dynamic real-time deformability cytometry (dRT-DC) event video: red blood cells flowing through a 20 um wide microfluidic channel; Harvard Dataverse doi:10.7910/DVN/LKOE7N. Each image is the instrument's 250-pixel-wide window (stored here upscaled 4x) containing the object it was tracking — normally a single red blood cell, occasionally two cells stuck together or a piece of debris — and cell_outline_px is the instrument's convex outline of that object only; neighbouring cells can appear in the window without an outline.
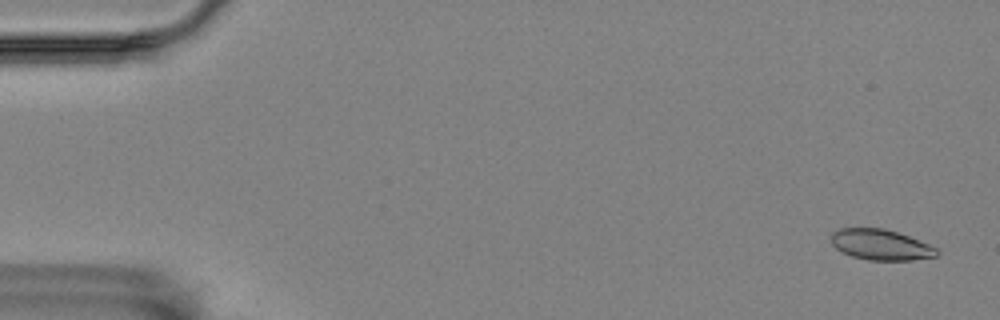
{"species": "Egyptian fruit bat (a non-hibernating species)", "species_latin": "Rousettus aegyptiacus", "temperature_condition": "room temperature", "stored_images_in_passage": 55, "camera_frame_rate_fps": 3000, "um_per_image_px": 0.085, "animal": {"sex": "female"}, "frame": {"image": 1, "passage_image": 3, "time_ms": 0.667, "image_size_px": [1000, 320], "cell_outline_px": [[940, 252], [936, 256], [912, 260], [868, 260], [852, 256], [836, 248], [832, 244], [832, 232], [840, 228], [884, 228], [908, 236], [928, 244], [936, 248]], "centroid_in_image_um": [74.86, 20.8], "position_along_channel_um": 10.1, "area_um2": 18.67}}
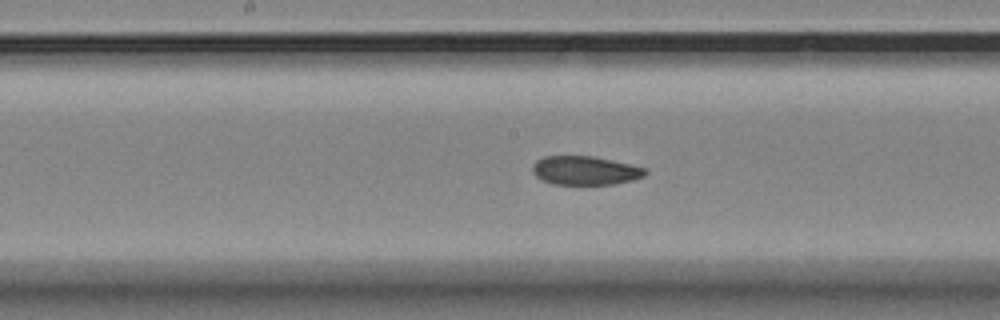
{"frame": {"image": 2, "passage_image": 30, "time_ms": 9.667, "image_size_px": [1000, 320], "cell_outline_px": [[648, 172], [644, 176], [632, 180], [616, 184], [552, 184], [540, 180], [532, 172], [532, 164], [536, 160], [544, 156], [592, 156], [612, 160], [644, 168]], "centroid_in_image_um": [49.69, 14.49], "position_along_channel_um": 198.5, "area_um2": 18.96}}
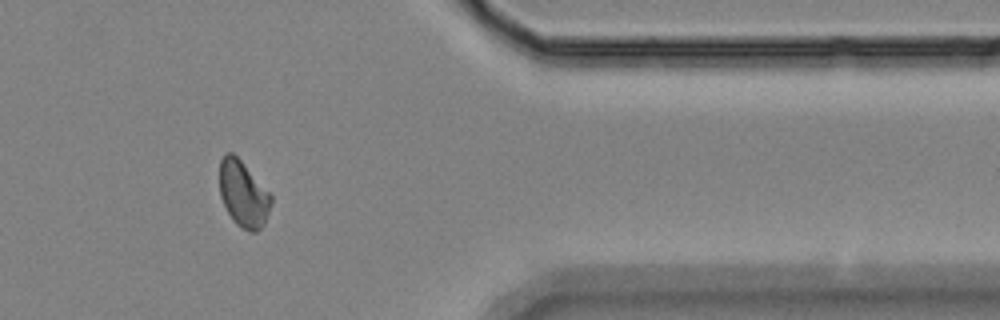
{"frame": {"image": 3, "passage_image": 48, "time_ms": 15.667, "image_size_px": [1000, 320], "cell_outline_px": [[272, 200], [264, 224], [256, 232], [248, 232], [240, 228], [232, 220], [220, 196], [220, 160], [224, 152], [232, 152], [240, 160], [272, 196]], "centroid_in_image_um": [20.66, 16.51], "position_along_channel_um": 390.7, "area_um2": 19.65}}